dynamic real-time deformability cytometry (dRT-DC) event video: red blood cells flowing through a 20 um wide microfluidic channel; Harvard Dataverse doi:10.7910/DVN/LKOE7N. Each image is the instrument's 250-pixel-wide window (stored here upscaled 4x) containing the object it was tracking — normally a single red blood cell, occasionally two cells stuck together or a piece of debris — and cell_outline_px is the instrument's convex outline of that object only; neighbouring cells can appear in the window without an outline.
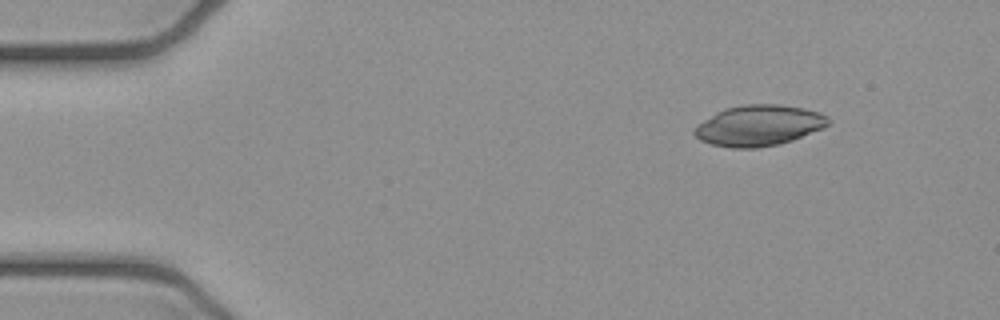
{"species": "common noctule bat (a hibernating species)", "species_latin": "Nyctalus noctula", "temperature_condition": "cold", "stored_images_in_passage": 3, "camera_frame_rate_fps": 3000, "um_per_image_px": 0.085, "animal": {"sex": "female", "body_mass_g": 21.9}, "frame": {"image": 1, "passage_image": 1, "time_ms": 0.0, "image_size_px": [1000, 320], "cell_outline_px": [[832, 120], [824, 128], [792, 140], [776, 144], [756, 148], [732, 148], [712, 144], [700, 140], [692, 132], [692, 128], [696, 124], [716, 112], [724, 108], [744, 104], [776, 104], [804, 108], [820, 112], [828, 116]], "centroid_in_image_um": [64.49, 10.66], "position_along_channel_um": 20.5, "area_um2": 32.02}}